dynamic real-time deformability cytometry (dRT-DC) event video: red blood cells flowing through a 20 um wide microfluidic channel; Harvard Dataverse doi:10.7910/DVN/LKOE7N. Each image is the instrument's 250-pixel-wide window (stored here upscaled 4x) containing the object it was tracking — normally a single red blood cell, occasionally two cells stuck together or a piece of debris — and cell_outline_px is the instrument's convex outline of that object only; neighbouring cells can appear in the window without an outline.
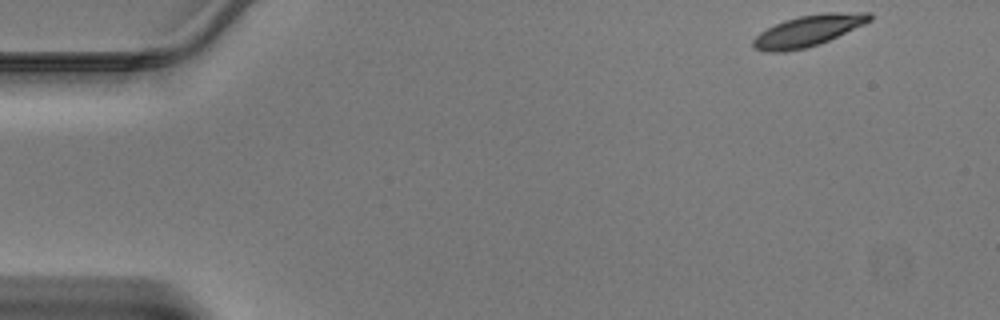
{"species": "Egyptian fruit bat (a non-hibernating species)", "species_latin": "Rousettus aegyptiacus", "temperature_condition": "warm", "stored_images_in_passage": 8, "camera_frame_rate_fps": 3000, "um_per_image_px": 0.085, "animal": {"sex": "male"}, "frame": {"image": 1, "passage_image": 1, "time_ms": 0.0, "image_size_px": [1000, 320], "cell_outline_px": [[872, 20], [864, 24], [828, 40], [804, 48], [784, 52], [764, 52], [752, 48], [752, 40], [760, 32], [784, 20], [800, 16], [828, 12], [872, 12]], "centroid_in_image_um": [68.67, 2.61], "position_along_channel_um": 16.3, "area_um2": 20.98}}